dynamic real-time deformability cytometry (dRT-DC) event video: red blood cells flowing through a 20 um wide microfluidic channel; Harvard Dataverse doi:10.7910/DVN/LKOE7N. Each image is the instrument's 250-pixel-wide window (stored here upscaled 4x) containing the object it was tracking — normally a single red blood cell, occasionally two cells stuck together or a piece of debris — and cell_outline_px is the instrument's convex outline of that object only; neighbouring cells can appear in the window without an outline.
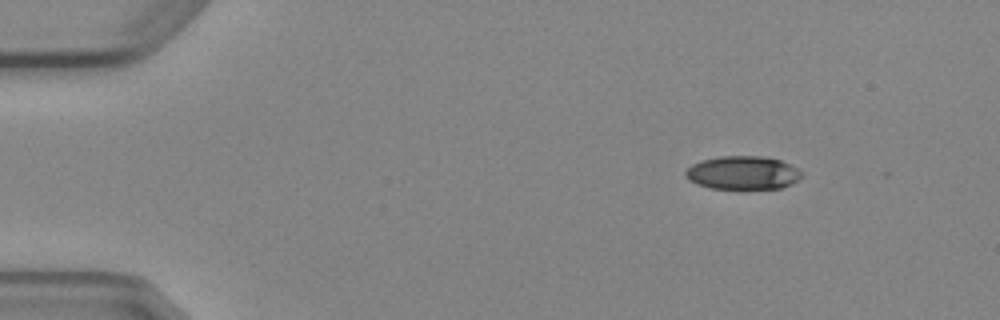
{"species": "Egyptian fruit bat (a non-hibernating species)", "species_latin": "Rousettus aegyptiacus", "temperature_condition": "cold", "stored_images_in_passage": 4, "camera_frame_rate_fps": 3000, "um_per_image_px": 0.085, "animal": {"sex": "female"}, "frame": {"image": 1, "passage_image": 1, "time_ms": 0.0, "image_size_px": [1000, 320], "cell_outline_px": [[804, 176], [792, 184], [780, 188], [740, 192], [712, 188], [688, 180], [684, 176], [684, 172], [692, 164], [700, 160], [720, 156], [764, 156], [780, 160], [804, 172]], "centroid_in_image_um": [63.16, 14.73], "position_along_channel_um": 21.8, "area_um2": 23.58}}
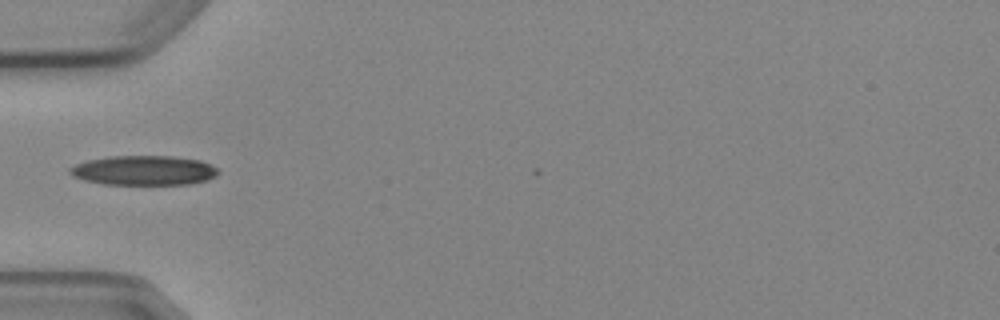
{"frame": {"image": 2, "passage_image": 4, "time_ms": 3.667, "image_size_px": [1000, 320], "cell_outline_px": [[220, 172], [216, 176], [192, 184], [104, 184], [84, 180], [72, 176], [68, 172], [68, 168], [76, 164], [88, 160], [108, 156], [172, 156], [200, 160], [212, 164]], "centroid_in_image_um": [12.22, 14.48], "position_along_channel_um": 72.8, "area_um2": 25.66}}